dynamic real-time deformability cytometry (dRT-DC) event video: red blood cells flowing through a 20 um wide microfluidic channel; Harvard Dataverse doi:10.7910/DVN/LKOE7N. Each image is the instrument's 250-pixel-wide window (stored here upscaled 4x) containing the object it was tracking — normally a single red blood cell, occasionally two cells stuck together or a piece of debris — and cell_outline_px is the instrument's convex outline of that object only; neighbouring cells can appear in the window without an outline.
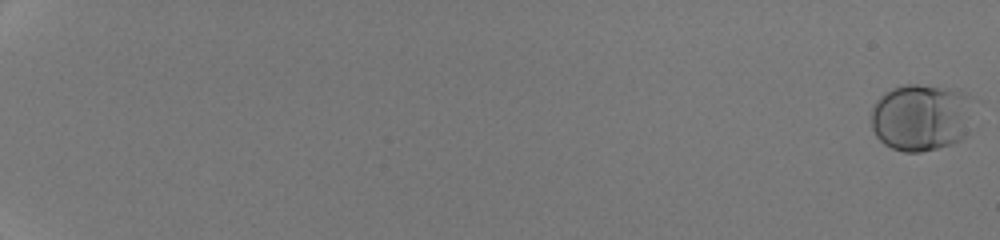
{"species": "human", "species_latin": "Homo sapiens", "temperature_condition": "room temperature", "stored_images_in_passage": 54, "camera_frame_rate_fps": 3000, "um_per_image_px": 0.085, "donor": {"sex": "male"}, "frame": {"image": 1, "passage_image": 1, "time_ms": 0.0, "image_size_px": [1000, 240], "cell_outline_px": [[976, 100], [968, 136], [952, 144], [920, 152], [904, 152], [892, 148], [884, 144], [876, 136], [872, 128], [872, 108], [876, 100], [884, 92], [892, 88], [904, 84], [916, 84], [956, 88], [968, 92]], "centroid_in_image_um": [78.39, 9.94], "position_along_channel_um": 6.6, "area_um2": 41.44}}
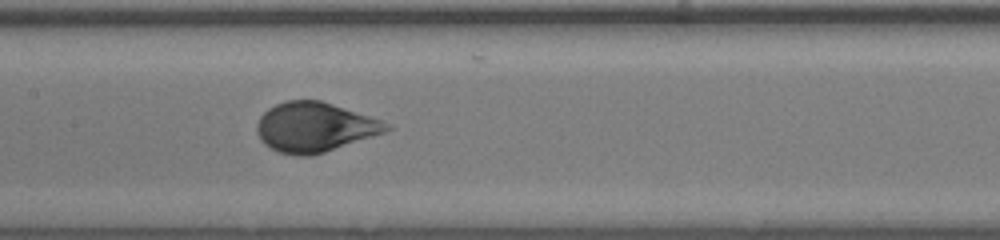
{"frame": {"image": 2, "passage_image": 32, "time_ms": 10.333, "image_size_px": [1000, 240], "cell_outline_px": [[392, 128], [384, 132], [324, 152], [308, 156], [300, 156], [280, 152], [264, 144], [260, 140], [256, 128], [256, 124], [260, 116], [268, 108], [276, 104], [288, 100], [320, 100], [380, 120], [388, 124]], "centroid_in_image_um": [26.69, 10.8], "position_along_channel_um": 180.7, "area_um2": 36.82}}
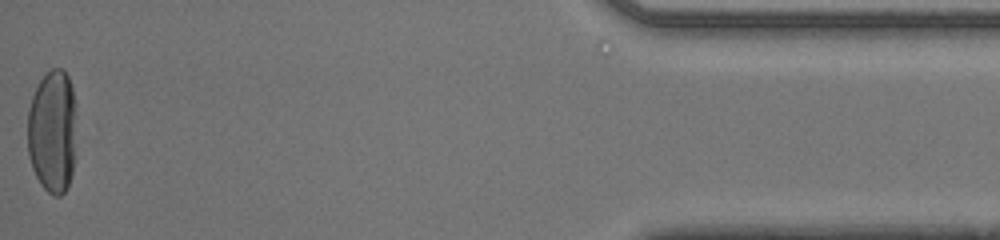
{"frame": {"image": 3, "passage_image": 54, "time_ms": 17.667, "image_size_px": [1000, 240], "cell_outline_px": [[76, 104], [72, 172], [68, 184], [64, 192], [60, 196], [52, 196], [40, 184], [32, 168], [28, 156], [28, 108], [32, 96], [40, 80], [52, 68], [64, 68], [68, 76], [72, 88]], "centroid_in_image_um": [4.45, 11.15], "position_along_channel_um": 430.8, "area_um2": 35.26}, "authors_computed_cell_mechanics": {"area_um2": 36.5585, "velocity_mm_per_s": 4.2931, "shape_relaxation_time_tau1_ms": 3.4884, "shape_relaxation_time_tau2_ms": null, "deformation_change_tau1": 0.1899, "deformation_change_tau2": null}}